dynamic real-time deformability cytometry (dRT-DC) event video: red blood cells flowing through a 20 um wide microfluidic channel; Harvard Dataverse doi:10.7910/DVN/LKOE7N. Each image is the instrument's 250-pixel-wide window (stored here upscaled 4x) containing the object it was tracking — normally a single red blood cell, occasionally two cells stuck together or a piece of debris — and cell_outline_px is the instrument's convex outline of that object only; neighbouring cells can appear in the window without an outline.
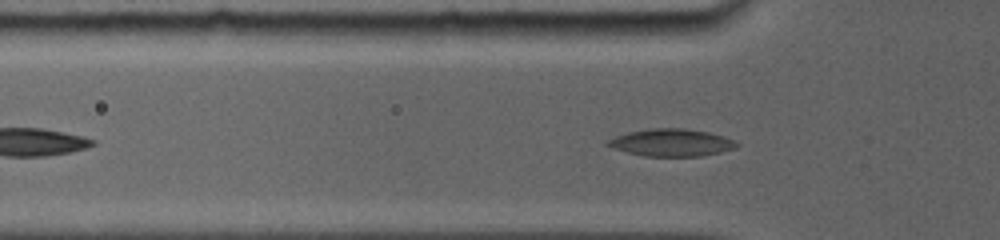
{"species": "common noctule bat (a hibernating species)", "species_latin": "Nyctalus noctula", "temperature_condition": "room temperature", "stored_images_in_passage": 47, "camera_frame_rate_fps": 5000, "um_per_image_px": 0.085, "animal": {"sex": "female", "body_mass_g": 19.0, "forearm_length_mm": 56.7}, "frame": {"image": 1, "passage_image": 9, "time_ms": 2.8, "image_size_px": [1000, 240], "cell_outline_px": [[740, 144], [736, 148], [720, 152], [700, 156], [644, 156], [628, 152], [604, 144], [608, 140], [616, 136], [628, 132], [648, 128], [684, 128], [708, 132], [724, 136]], "centroid_in_image_um": [57.09, 12.11], "position_along_channel_um": 68.7, "area_um2": 20.4}}
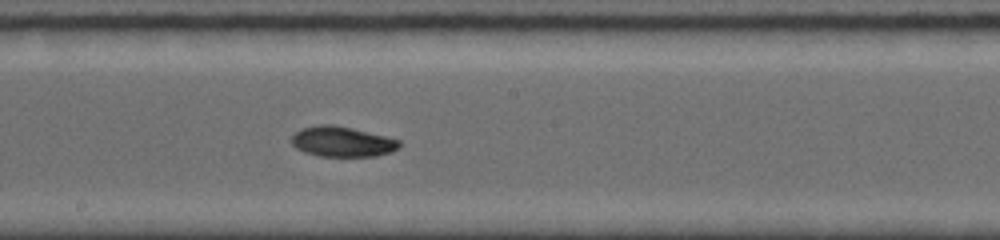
{"frame": {"image": 2, "passage_image": 20, "time_ms": 6.6, "image_size_px": [1000, 240], "cell_outline_px": [[400, 148], [392, 152], [376, 156], [320, 156], [304, 152], [296, 148], [292, 144], [292, 136], [300, 128], [320, 124], [332, 124], [352, 128], [400, 140]], "centroid_in_image_um": [29.08, 12.04], "position_along_channel_um": 219.1, "area_um2": 19.02}}
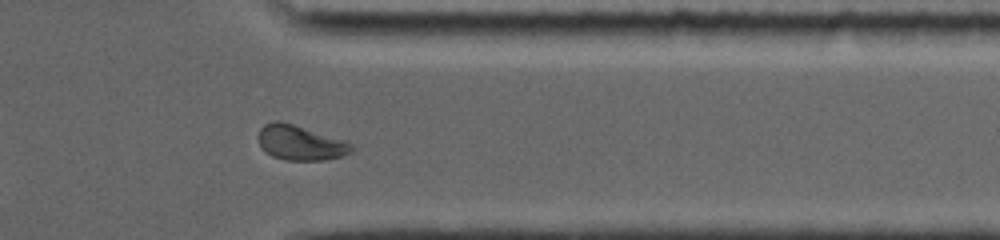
{"frame": {"image": 3, "passage_image": 39, "time_ms": 10.8, "image_size_px": [1000, 240], "cell_outline_px": [[352, 152], [340, 156], [324, 160], [284, 160], [272, 156], [264, 152], [260, 148], [256, 136], [260, 128], [264, 124], [276, 120], [280, 120], [344, 140], [352, 144]], "centroid_in_image_um": [25.45, 12.13], "position_along_channel_um": 386.0, "area_um2": 19.07}, "authors_computed_cell_mechanics": {"area_um2": 19.0162, "velocity_mm_per_s": 3.9515, "shape_relaxation_time_tau1_ms": 8.59, "shape_relaxation_time_tau2_ms": null, "deformation_change_tau1": 0.1579, "deformation_change_tau2": null}}